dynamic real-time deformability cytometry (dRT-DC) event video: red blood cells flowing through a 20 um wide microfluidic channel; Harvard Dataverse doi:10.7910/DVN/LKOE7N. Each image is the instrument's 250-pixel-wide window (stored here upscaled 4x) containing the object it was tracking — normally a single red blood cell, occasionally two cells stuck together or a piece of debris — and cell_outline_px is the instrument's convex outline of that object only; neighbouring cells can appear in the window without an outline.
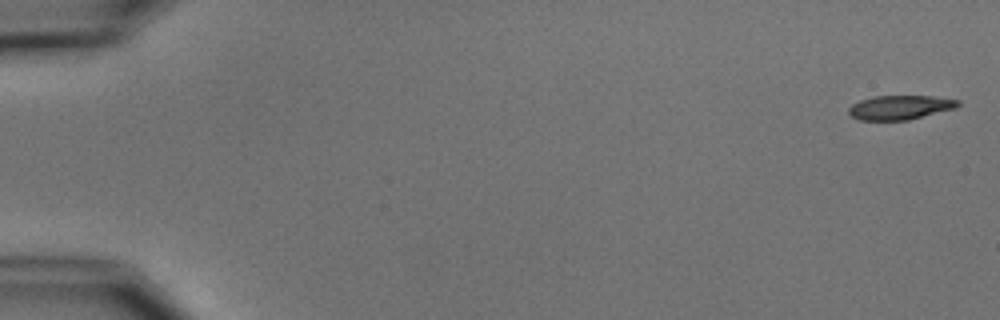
{"species": "common noctule bat (a hibernating species)", "species_latin": "Nyctalus noctula", "temperature_condition": "cold", "stored_images_in_passage": 5, "camera_frame_rate_fps": 3000, "um_per_image_px": 0.085, "animal": {"sex": "male", "body_mass_g": 15.6}, "frame": {"image": 1, "passage_image": 1, "time_ms": 0.0, "image_size_px": [1000, 320], "cell_outline_px": [[960, 104], [956, 108], [908, 120], [860, 120], [852, 116], [848, 112], [848, 108], [852, 104], [860, 100], [872, 96], [932, 96], [960, 100]], "centroid_in_image_um": [76.5, 9.12], "position_along_channel_um": 8.5, "area_um2": 15.43}}
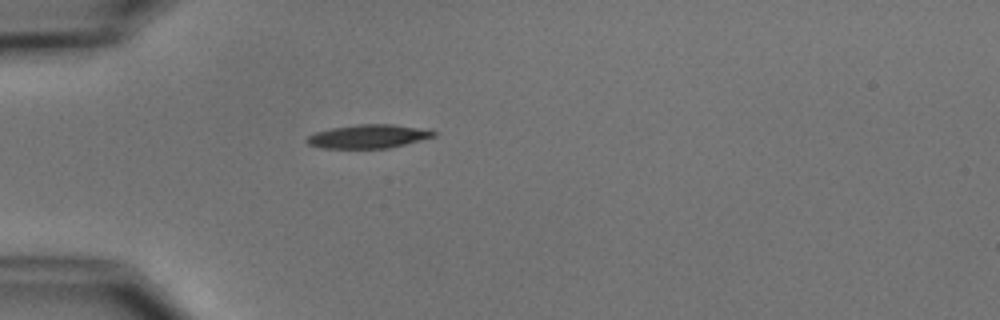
{"frame": {"image": 2, "passage_image": 5, "time_ms": 5.0, "image_size_px": [1000, 320], "cell_outline_px": [[436, 136], [388, 148], [324, 148], [308, 144], [304, 140], [308, 136], [316, 132], [332, 128], [356, 124], [392, 124], [416, 128], [436, 132]], "centroid_in_image_um": [31.25, 11.59], "position_along_channel_um": 53.7, "area_um2": 17.17}}